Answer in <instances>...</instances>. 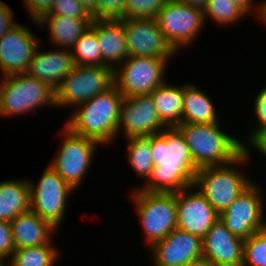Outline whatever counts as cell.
I'll list each match as a JSON object with an SVG mask.
<instances>
[{"label":"cell","mask_w":266,"mask_h":266,"mask_svg":"<svg viewBox=\"0 0 266 266\" xmlns=\"http://www.w3.org/2000/svg\"><path fill=\"white\" fill-rule=\"evenodd\" d=\"M0 85V116H13L55 104V90L27 73L3 77Z\"/></svg>","instance_id":"5"},{"label":"cell","mask_w":266,"mask_h":266,"mask_svg":"<svg viewBox=\"0 0 266 266\" xmlns=\"http://www.w3.org/2000/svg\"><path fill=\"white\" fill-rule=\"evenodd\" d=\"M127 155L135 173L148 180L154 167L150 148V136L129 137Z\"/></svg>","instance_id":"27"},{"label":"cell","mask_w":266,"mask_h":266,"mask_svg":"<svg viewBox=\"0 0 266 266\" xmlns=\"http://www.w3.org/2000/svg\"><path fill=\"white\" fill-rule=\"evenodd\" d=\"M10 225L16 249L52 244L51 233L56 230L31 210L19 214L10 221Z\"/></svg>","instance_id":"21"},{"label":"cell","mask_w":266,"mask_h":266,"mask_svg":"<svg viewBox=\"0 0 266 266\" xmlns=\"http://www.w3.org/2000/svg\"><path fill=\"white\" fill-rule=\"evenodd\" d=\"M132 195L150 247L177 228L175 193L147 192L137 188Z\"/></svg>","instance_id":"6"},{"label":"cell","mask_w":266,"mask_h":266,"mask_svg":"<svg viewBox=\"0 0 266 266\" xmlns=\"http://www.w3.org/2000/svg\"><path fill=\"white\" fill-rule=\"evenodd\" d=\"M204 20H215L220 25L235 24L247 15L241 8L230 0H208L203 9ZM209 16V17H208Z\"/></svg>","instance_id":"29"},{"label":"cell","mask_w":266,"mask_h":266,"mask_svg":"<svg viewBox=\"0 0 266 266\" xmlns=\"http://www.w3.org/2000/svg\"><path fill=\"white\" fill-rule=\"evenodd\" d=\"M59 251L53 244L15 249L8 266H54Z\"/></svg>","instance_id":"26"},{"label":"cell","mask_w":266,"mask_h":266,"mask_svg":"<svg viewBox=\"0 0 266 266\" xmlns=\"http://www.w3.org/2000/svg\"><path fill=\"white\" fill-rule=\"evenodd\" d=\"M249 149L233 162L221 166H208L198 169L194 186L220 214L227 209L237 196L247 188L251 179L246 178L237 167L249 161Z\"/></svg>","instance_id":"4"},{"label":"cell","mask_w":266,"mask_h":266,"mask_svg":"<svg viewBox=\"0 0 266 266\" xmlns=\"http://www.w3.org/2000/svg\"><path fill=\"white\" fill-rule=\"evenodd\" d=\"M167 0H126L125 19H156Z\"/></svg>","instance_id":"31"},{"label":"cell","mask_w":266,"mask_h":266,"mask_svg":"<svg viewBox=\"0 0 266 266\" xmlns=\"http://www.w3.org/2000/svg\"><path fill=\"white\" fill-rule=\"evenodd\" d=\"M123 28L129 57H164L168 60L177 54L156 19H123Z\"/></svg>","instance_id":"13"},{"label":"cell","mask_w":266,"mask_h":266,"mask_svg":"<svg viewBox=\"0 0 266 266\" xmlns=\"http://www.w3.org/2000/svg\"><path fill=\"white\" fill-rule=\"evenodd\" d=\"M156 21L166 40L177 53L180 48L193 43L205 24L202 9L177 0H167Z\"/></svg>","instance_id":"10"},{"label":"cell","mask_w":266,"mask_h":266,"mask_svg":"<svg viewBox=\"0 0 266 266\" xmlns=\"http://www.w3.org/2000/svg\"><path fill=\"white\" fill-rule=\"evenodd\" d=\"M40 44L31 58L27 74L47 83L54 90L61 81L73 70L75 63L71 50L57 49L39 52Z\"/></svg>","instance_id":"19"},{"label":"cell","mask_w":266,"mask_h":266,"mask_svg":"<svg viewBox=\"0 0 266 266\" xmlns=\"http://www.w3.org/2000/svg\"><path fill=\"white\" fill-rule=\"evenodd\" d=\"M261 195V188L252 182L219 214L220 220L232 234L245 240L266 228Z\"/></svg>","instance_id":"12"},{"label":"cell","mask_w":266,"mask_h":266,"mask_svg":"<svg viewBox=\"0 0 266 266\" xmlns=\"http://www.w3.org/2000/svg\"><path fill=\"white\" fill-rule=\"evenodd\" d=\"M30 210L58 229L63 221L68 196L74 191L49 165L39 182L29 181Z\"/></svg>","instance_id":"11"},{"label":"cell","mask_w":266,"mask_h":266,"mask_svg":"<svg viewBox=\"0 0 266 266\" xmlns=\"http://www.w3.org/2000/svg\"><path fill=\"white\" fill-rule=\"evenodd\" d=\"M24 1V7L26 6V9L29 12L31 19L34 23H37V21L48 11L53 5V2L55 0H23Z\"/></svg>","instance_id":"36"},{"label":"cell","mask_w":266,"mask_h":266,"mask_svg":"<svg viewBox=\"0 0 266 266\" xmlns=\"http://www.w3.org/2000/svg\"><path fill=\"white\" fill-rule=\"evenodd\" d=\"M62 130L65 138L61 149L49 165L75 190L85 177L100 143L75 134L67 126Z\"/></svg>","instance_id":"9"},{"label":"cell","mask_w":266,"mask_h":266,"mask_svg":"<svg viewBox=\"0 0 266 266\" xmlns=\"http://www.w3.org/2000/svg\"><path fill=\"white\" fill-rule=\"evenodd\" d=\"M151 175L142 188L147 192L175 193L194 185L195 167L184 136L176 127L150 135Z\"/></svg>","instance_id":"1"},{"label":"cell","mask_w":266,"mask_h":266,"mask_svg":"<svg viewBox=\"0 0 266 266\" xmlns=\"http://www.w3.org/2000/svg\"><path fill=\"white\" fill-rule=\"evenodd\" d=\"M114 85V69L108 66H78L55 90L56 107H77Z\"/></svg>","instance_id":"7"},{"label":"cell","mask_w":266,"mask_h":266,"mask_svg":"<svg viewBox=\"0 0 266 266\" xmlns=\"http://www.w3.org/2000/svg\"><path fill=\"white\" fill-rule=\"evenodd\" d=\"M78 2L81 3L91 15L97 8V0H78Z\"/></svg>","instance_id":"41"},{"label":"cell","mask_w":266,"mask_h":266,"mask_svg":"<svg viewBox=\"0 0 266 266\" xmlns=\"http://www.w3.org/2000/svg\"><path fill=\"white\" fill-rule=\"evenodd\" d=\"M149 250H152L155 266H187L203 257L202 239L178 228Z\"/></svg>","instance_id":"17"},{"label":"cell","mask_w":266,"mask_h":266,"mask_svg":"<svg viewBox=\"0 0 266 266\" xmlns=\"http://www.w3.org/2000/svg\"><path fill=\"white\" fill-rule=\"evenodd\" d=\"M242 266H266V228L244 240Z\"/></svg>","instance_id":"30"},{"label":"cell","mask_w":266,"mask_h":266,"mask_svg":"<svg viewBox=\"0 0 266 266\" xmlns=\"http://www.w3.org/2000/svg\"><path fill=\"white\" fill-rule=\"evenodd\" d=\"M126 0H97V8L92 14L97 20H122L125 19Z\"/></svg>","instance_id":"33"},{"label":"cell","mask_w":266,"mask_h":266,"mask_svg":"<svg viewBox=\"0 0 266 266\" xmlns=\"http://www.w3.org/2000/svg\"><path fill=\"white\" fill-rule=\"evenodd\" d=\"M77 19H93L87 9L78 0H55L48 13Z\"/></svg>","instance_id":"32"},{"label":"cell","mask_w":266,"mask_h":266,"mask_svg":"<svg viewBox=\"0 0 266 266\" xmlns=\"http://www.w3.org/2000/svg\"><path fill=\"white\" fill-rule=\"evenodd\" d=\"M161 122L167 127L182 123L183 86L168 85L166 81L150 93Z\"/></svg>","instance_id":"24"},{"label":"cell","mask_w":266,"mask_h":266,"mask_svg":"<svg viewBox=\"0 0 266 266\" xmlns=\"http://www.w3.org/2000/svg\"><path fill=\"white\" fill-rule=\"evenodd\" d=\"M193 188L194 185L175 192L177 228L202 239L219 219V213L199 190L193 192Z\"/></svg>","instance_id":"15"},{"label":"cell","mask_w":266,"mask_h":266,"mask_svg":"<svg viewBox=\"0 0 266 266\" xmlns=\"http://www.w3.org/2000/svg\"><path fill=\"white\" fill-rule=\"evenodd\" d=\"M98 39L103 63L116 68L128 58L126 37L122 20L93 19L90 27Z\"/></svg>","instance_id":"20"},{"label":"cell","mask_w":266,"mask_h":266,"mask_svg":"<svg viewBox=\"0 0 266 266\" xmlns=\"http://www.w3.org/2000/svg\"><path fill=\"white\" fill-rule=\"evenodd\" d=\"M29 28L17 23L0 38V68L5 76L26 73L39 40Z\"/></svg>","instance_id":"16"},{"label":"cell","mask_w":266,"mask_h":266,"mask_svg":"<svg viewBox=\"0 0 266 266\" xmlns=\"http://www.w3.org/2000/svg\"><path fill=\"white\" fill-rule=\"evenodd\" d=\"M254 113L260 126L252 128L249 141L251 142L257 135L266 131V87L258 92L255 98Z\"/></svg>","instance_id":"34"},{"label":"cell","mask_w":266,"mask_h":266,"mask_svg":"<svg viewBox=\"0 0 266 266\" xmlns=\"http://www.w3.org/2000/svg\"><path fill=\"white\" fill-rule=\"evenodd\" d=\"M5 260L0 259V266H8L6 263H4Z\"/></svg>","instance_id":"44"},{"label":"cell","mask_w":266,"mask_h":266,"mask_svg":"<svg viewBox=\"0 0 266 266\" xmlns=\"http://www.w3.org/2000/svg\"><path fill=\"white\" fill-rule=\"evenodd\" d=\"M71 52L75 65L106 66L102 61L96 34L90 28L75 42Z\"/></svg>","instance_id":"28"},{"label":"cell","mask_w":266,"mask_h":266,"mask_svg":"<svg viewBox=\"0 0 266 266\" xmlns=\"http://www.w3.org/2000/svg\"><path fill=\"white\" fill-rule=\"evenodd\" d=\"M93 19H77L60 15H43L37 25L47 26L49 29L52 44L56 48L70 50L74 47L75 42L82 36L90 27Z\"/></svg>","instance_id":"22"},{"label":"cell","mask_w":266,"mask_h":266,"mask_svg":"<svg viewBox=\"0 0 266 266\" xmlns=\"http://www.w3.org/2000/svg\"><path fill=\"white\" fill-rule=\"evenodd\" d=\"M122 94L113 85L107 91L99 93L74 109L67 122V127L86 138L98 143L108 144L117 137Z\"/></svg>","instance_id":"2"},{"label":"cell","mask_w":266,"mask_h":266,"mask_svg":"<svg viewBox=\"0 0 266 266\" xmlns=\"http://www.w3.org/2000/svg\"><path fill=\"white\" fill-rule=\"evenodd\" d=\"M187 266H219V265L211 262L210 260H208L204 257H201V258H198V259L190 262Z\"/></svg>","instance_id":"42"},{"label":"cell","mask_w":266,"mask_h":266,"mask_svg":"<svg viewBox=\"0 0 266 266\" xmlns=\"http://www.w3.org/2000/svg\"><path fill=\"white\" fill-rule=\"evenodd\" d=\"M177 1L185 3L190 6L198 7L203 10L208 0H177Z\"/></svg>","instance_id":"43"},{"label":"cell","mask_w":266,"mask_h":266,"mask_svg":"<svg viewBox=\"0 0 266 266\" xmlns=\"http://www.w3.org/2000/svg\"><path fill=\"white\" fill-rule=\"evenodd\" d=\"M254 9L256 10L255 13H257L259 19L261 18V22L266 26V1L260 5L258 3L257 7Z\"/></svg>","instance_id":"40"},{"label":"cell","mask_w":266,"mask_h":266,"mask_svg":"<svg viewBox=\"0 0 266 266\" xmlns=\"http://www.w3.org/2000/svg\"><path fill=\"white\" fill-rule=\"evenodd\" d=\"M29 180L0 182V220L10 222L19 214L30 211Z\"/></svg>","instance_id":"23"},{"label":"cell","mask_w":266,"mask_h":266,"mask_svg":"<svg viewBox=\"0 0 266 266\" xmlns=\"http://www.w3.org/2000/svg\"><path fill=\"white\" fill-rule=\"evenodd\" d=\"M232 3L236 4L239 8H241L247 15L254 11L252 10L254 7L252 4V0H230Z\"/></svg>","instance_id":"39"},{"label":"cell","mask_w":266,"mask_h":266,"mask_svg":"<svg viewBox=\"0 0 266 266\" xmlns=\"http://www.w3.org/2000/svg\"><path fill=\"white\" fill-rule=\"evenodd\" d=\"M182 123H218L217 111L210 98L194 84L183 85Z\"/></svg>","instance_id":"25"},{"label":"cell","mask_w":266,"mask_h":266,"mask_svg":"<svg viewBox=\"0 0 266 266\" xmlns=\"http://www.w3.org/2000/svg\"><path fill=\"white\" fill-rule=\"evenodd\" d=\"M15 249L10 222L0 220V259L8 260Z\"/></svg>","instance_id":"35"},{"label":"cell","mask_w":266,"mask_h":266,"mask_svg":"<svg viewBox=\"0 0 266 266\" xmlns=\"http://www.w3.org/2000/svg\"><path fill=\"white\" fill-rule=\"evenodd\" d=\"M164 57H129L114 69V85L123 97L150 94L167 81Z\"/></svg>","instance_id":"8"},{"label":"cell","mask_w":266,"mask_h":266,"mask_svg":"<svg viewBox=\"0 0 266 266\" xmlns=\"http://www.w3.org/2000/svg\"><path fill=\"white\" fill-rule=\"evenodd\" d=\"M123 129L125 137H142L160 133L167 128L158 116L150 94L124 97L120 105L117 134Z\"/></svg>","instance_id":"14"},{"label":"cell","mask_w":266,"mask_h":266,"mask_svg":"<svg viewBox=\"0 0 266 266\" xmlns=\"http://www.w3.org/2000/svg\"><path fill=\"white\" fill-rule=\"evenodd\" d=\"M218 126V123H181L176 127L184 136L197 169L229 164L245 151L244 143Z\"/></svg>","instance_id":"3"},{"label":"cell","mask_w":266,"mask_h":266,"mask_svg":"<svg viewBox=\"0 0 266 266\" xmlns=\"http://www.w3.org/2000/svg\"><path fill=\"white\" fill-rule=\"evenodd\" d=\"M12 12L5 2L0 1V38L18 23L14 21Z\"/></svg>","instance_id":"37"},{"label":"cell","mask_w":266,"mask_h":266,"mask_svg":"<svg viewBox=\"0 0 266 266\" xmlns=\"http://www.w3.org/2000/svg\"><path fill=\"white\" fill-rule=\"evenodd\" d=\"M249 144L252 145L253 149L266 156V131L257 135Z\"/></svg>","instance_id":"38"},{"label":"cell","mask_w":266,"mask_h":266,"mask_svg":"<svg viewBox=\"0 0 266 266\" xmlns=\"http://www.w3.org/2000/svg\"><path fill=\"white\" fill-rule=\"evenodd\" d=\"M202 253L219 266H242L244 239L232 234L219 218L202 238Z\"/></svg>","instance_id":"18"}]
</instances>
